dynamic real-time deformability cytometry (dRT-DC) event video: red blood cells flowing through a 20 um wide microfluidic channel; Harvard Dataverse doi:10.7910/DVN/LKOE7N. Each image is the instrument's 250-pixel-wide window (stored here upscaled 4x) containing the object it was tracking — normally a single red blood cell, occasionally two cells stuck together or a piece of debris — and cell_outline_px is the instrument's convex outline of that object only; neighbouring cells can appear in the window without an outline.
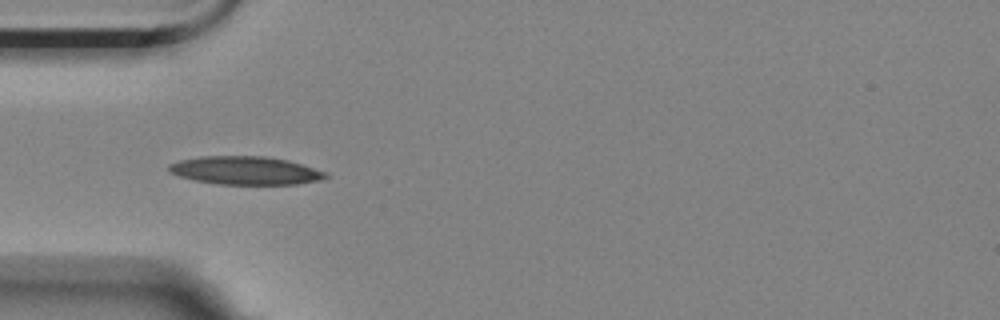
{"species": "Egyptian fruit bat (a non-hibernating species)", "species_latin": "Rousettus aegyptiacus", "temperature_condition": "room temperature", "stored_images_in_passage": 10, "camera_frame_rate_fps": 3000, "um_per_image_px": 0.085, "animal": {"sex": "female"}, "frame": {"image": 1, "passage_image": 5, "time_ms": 1.333, "image_size_px": [1000, 320], "cell_outline_px": [[328, 176], [320, 180], [296, 184], [216, 184], [196, 180], [180, 176], [168, 172], [168, 164], [180, 160], [200, 156], [264, 156], [288, 160], [328, 172]], "centroid_in_image_um": [20.85, 14.49], "position_along_channel_um": 64.1, "area_um2": 25.78}}
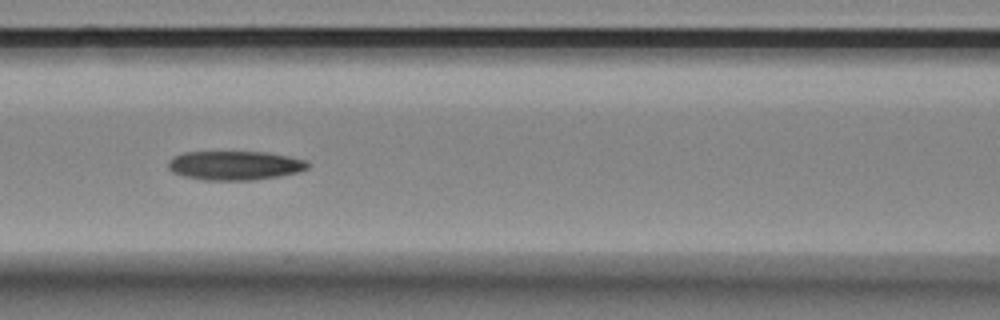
{"frame": {"image": 2, "passage_image": 7, "time_ms": 2.0, "image_size_px": [1000, 320], "cell_outline_px": [[308, 168], [296, 172], [280, 176], [252, 180], [204, 180], [184, 176], [172, 172], [168, 168], [168, 160], [172, 156], [184, 152], [268, 152], [308, 160]], "centroid_in_image_um": [19.94, 14.06], "position_along_channel_um": 146.7, "area_um2": 23.76}}
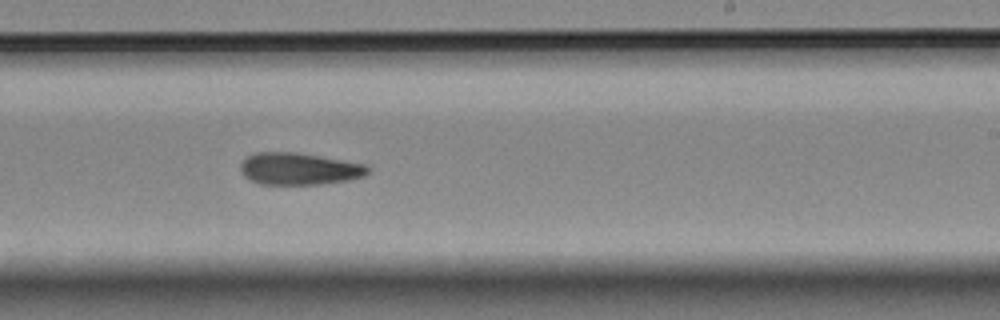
{"frame": {"image": 3, "passage_image": 10, "time_ms": 3.0, "image_size_px": [1000, 320], "cell_outline_px": [[372, 168], [364, 176], [348, 180], [316, 184], [260, 184], [244, 176], [240, 172], [240, 164], [248, 156], [256, 152], [296, 152], [368, 164]], "centroid_in_image_um": [25.45, 14.34], "position_along_channel_um": 263.6, "area_um2": 23.81}}